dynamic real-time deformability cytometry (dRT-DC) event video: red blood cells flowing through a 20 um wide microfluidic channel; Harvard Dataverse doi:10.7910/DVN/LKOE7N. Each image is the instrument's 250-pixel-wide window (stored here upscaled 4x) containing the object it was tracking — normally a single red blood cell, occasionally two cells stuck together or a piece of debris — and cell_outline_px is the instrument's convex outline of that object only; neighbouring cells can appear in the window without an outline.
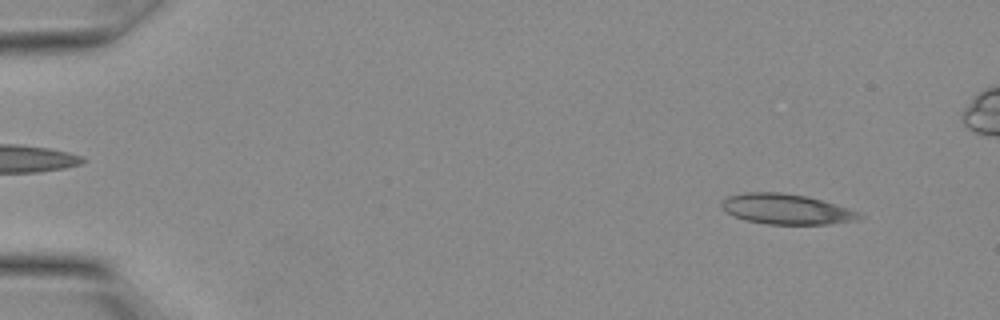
{"species": "Egyptian fruit bat (a non-hibernating species)", "species_latin": "Rousettus aegyptiacus", "temperature_condition": "warm", "stored_images_in_passage": 17, "camera_frame_rate_fps": 3000, "um_per_image_px": 0.085, "animal": {"sex": "female"}, "frame": {"image": 1, "passage_image": 2, "time_ms": 0.333, "image_size_px": [1000, 320], "cell_outline_px": [[864, 216], [856, 220], [828, 224], [764, 224], [744, 220], [732, 216], [720, 204], [720, 200], [728, 196], [744, 192], [780, 192], [804, 196], [820, 200], [856, 212]], "centroid_in_image_um": [66.73, 17.78], "position_along_channel_um": 18.3, "area_um2": 23.99}}
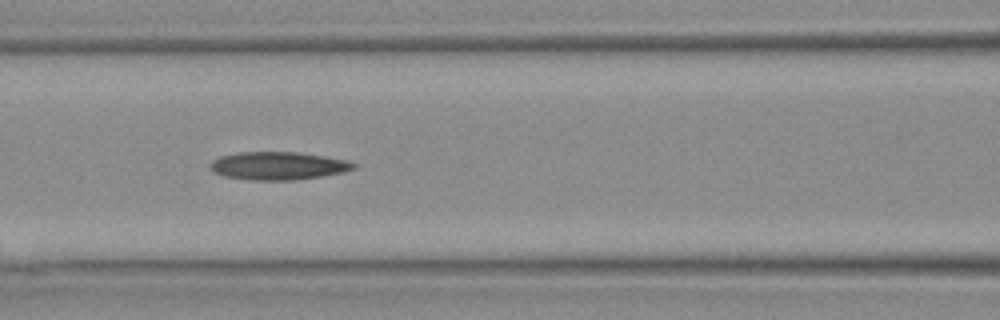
{"frame": {"image": 2, "passage_image": 12, "time_ms": 3.667, "image_size_px": [1000, 320], "cell_outline_px": [[356, 168], [344, 172], [296, 180], [252, 180], [224, 176], [212, 172], [208, 168], [208, 164], [212, 160], [220, 156], [240, 152], [296, 152], [324, 156], [348, 160], [356, 164]], "centroid_in_image_um": [23.61, 14.09], "position_along_channel_um": 143.0, "area_um2": 23.52}}
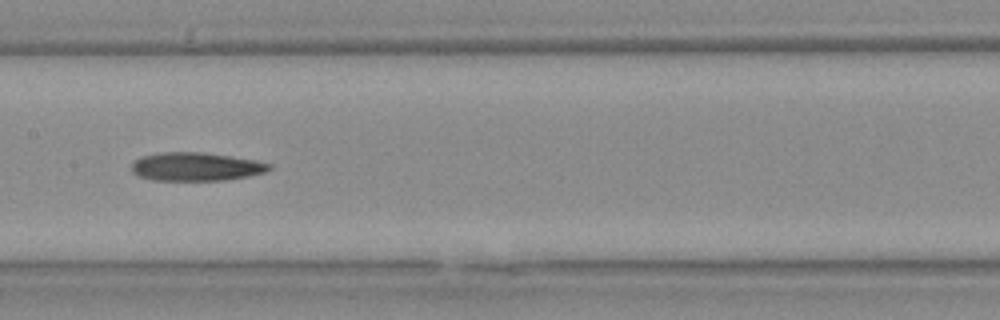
{"frame": {"image": 3, "passage_image": 14, "time_ms": 4.333, "image_size_px": [1000, 320], "cell_outline_px": [[272, 168], [264, 172], [248, 176], [224, 180], [152, 180], [136, 176], [132, 172], [132, 160], [140, 156], [160, 152], [204, 152], [232, 156], [256, 160], [272, 164]], "centroid_in_image_um": [16.62, 14.16], "position_along_channel_um": 190.8, "area_um2": 23.06}}